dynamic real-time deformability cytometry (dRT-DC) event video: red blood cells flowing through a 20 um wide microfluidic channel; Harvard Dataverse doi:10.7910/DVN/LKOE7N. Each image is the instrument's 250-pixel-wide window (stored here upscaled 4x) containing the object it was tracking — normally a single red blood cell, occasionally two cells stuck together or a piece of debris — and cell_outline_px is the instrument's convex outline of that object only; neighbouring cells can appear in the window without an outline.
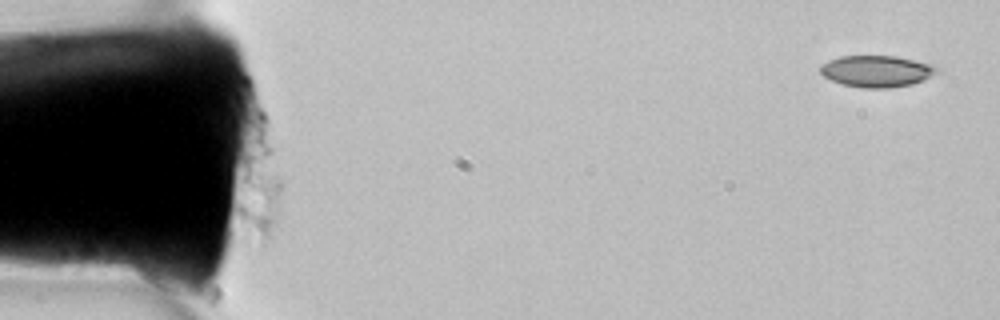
{"species": "common noctule bat (a hibernating species)", "species_latin": "Nyctalus noctula", "temperature_condition": "room temperature", "stored_images_in_passage": 7, "camera_frame_rate_fps": 3000, "um_per_image_px": 0.085, "animal": {"sex": "female", "body_mass_g": 22.7, "forearm_length_mm": 54.2}, "frame": {"image": 1, "passage_image": 1, "time_ms": 0.0, "image_size_px": [1000, 320], "cell_outline_px": [[940, 72], [924, 80], [912, 84], [888, 88], [860, 88], [840, 84], [824, 76], [820, 72], [820, 64], [828, 60], [840, 56], [896, 56], [936, 64], [940, 68]], "centroid_in_image_um": [74.56, 6.05], "position_along_channel_um": 10.4, "area_um2": 21.91}}
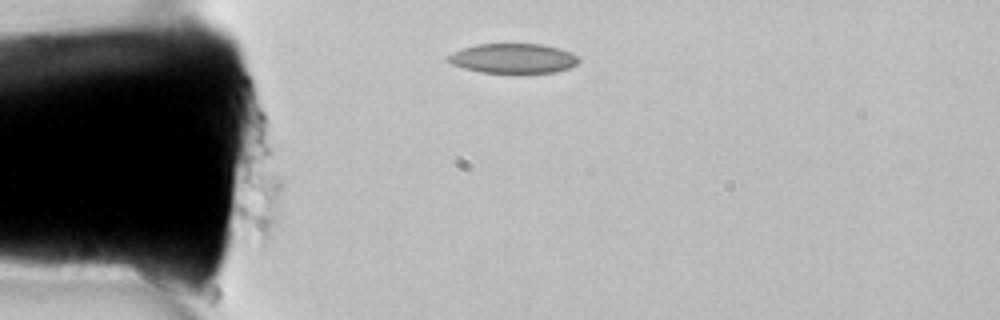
{"frame": {"image": 2, "passage_image": 6, "time_ms": 1.667, "image_size_px": [1000, 320], "cell_outline_px": [[580, 60], [576, 64], [568, 68], [556, 72], [480, 72], [464, 68], [452, 64], [448, 60], [448, 56], [464, 48], [476, 44], [544, 44], [560, 48], [572, 52]], "centroid_in_image_um": [43.67, 4.95], "position_along_channel_um": 41.3, "area_um2": 22.31}}